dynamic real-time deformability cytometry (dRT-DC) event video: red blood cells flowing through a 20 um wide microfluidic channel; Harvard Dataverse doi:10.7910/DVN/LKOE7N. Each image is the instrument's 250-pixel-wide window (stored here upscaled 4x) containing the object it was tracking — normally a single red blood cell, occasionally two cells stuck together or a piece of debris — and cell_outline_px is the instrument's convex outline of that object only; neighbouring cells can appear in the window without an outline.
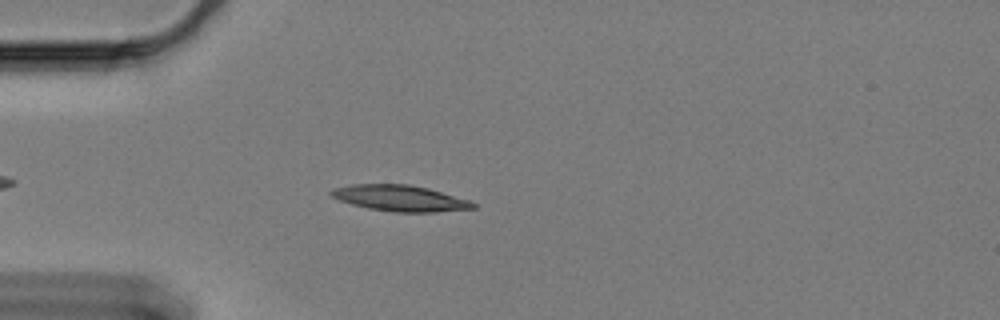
{"species": "Egyptian fruit bat (a non-hibernating species)", "species_latin": "Rousettus aegyptiacus", "temperature_condition": "cold", "stored_images_in_passage": 51, "camera_frame_rate_fps": 3000, "um_per_image_px": 0.085, "animal": {"sex": "female"}, "frame": {"image": 1, "passage_image": 8, "time_ms": 2.333, "image_size_px": [1000, 320], "cell_outline_px": [[476, 208], [436, 212], [396, 212], [368, 208], [352, 204], [340, 200], [332, 196], [328, 192], [332, 188], [352, 184], [408, 184], [428, 188], [468, 200], [476, 204]], "centroid_in_image_um": [33.98, 16.84], "position_along_channel_um": 51.0, "area_um2": 21.39}}
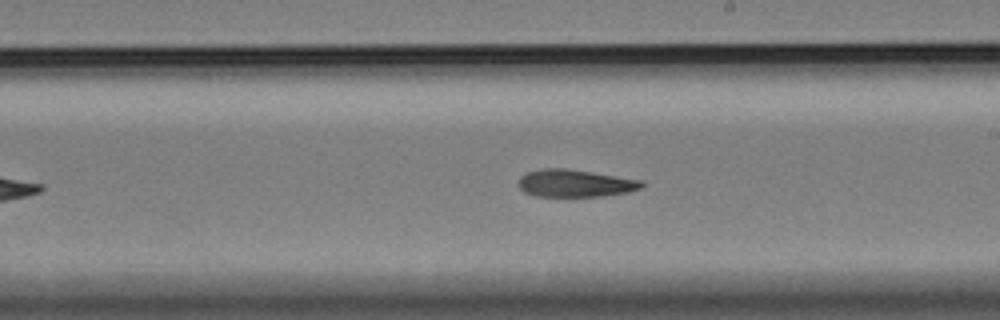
{"frame": {"image": 2, "passage_image": 26, "time_ms": 8.333, "image_size_px": [1000, 320], "cell_outline_px": [[644, 184], [640, 188], [628, 192], [600, 196], [536, 196], [524, 192], [516, 184], [516, 180], [520, 176], [528, 172], [544, 168], [564, 168], [644, 180]], "centroid_in_image_um": [48.84, 15.57], "position_along_channel_um": 240.2, "area_um2": 19.71}}
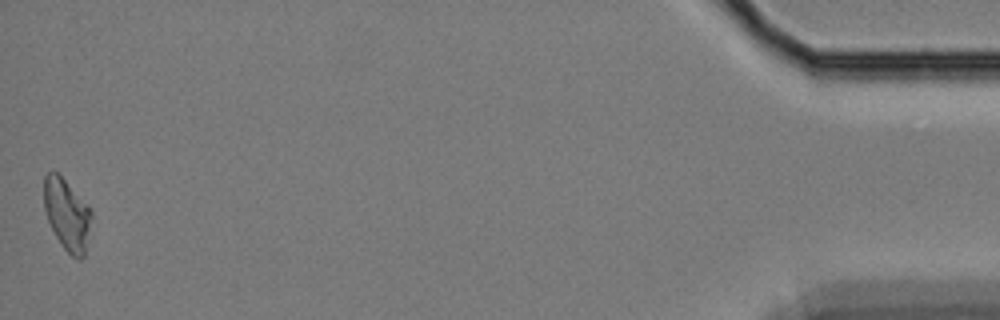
{"frame": {"image": 3, "passage_image": 51, "time_ms": 16.667, "image_size_px": [1000, 320], "cell_outline_px": [[92, 216], [84, 256], [80, 260], [72, 256], [64, 248], [56, 236], [48, 220], [44, 208], [44, 176], [48, 172], [56, 172], [88, 204], [92, 212]], "centroid_in_image_um": [5.7, 18.24], "position_along_channel_um": 429.5, "area_um2": 19.48}}